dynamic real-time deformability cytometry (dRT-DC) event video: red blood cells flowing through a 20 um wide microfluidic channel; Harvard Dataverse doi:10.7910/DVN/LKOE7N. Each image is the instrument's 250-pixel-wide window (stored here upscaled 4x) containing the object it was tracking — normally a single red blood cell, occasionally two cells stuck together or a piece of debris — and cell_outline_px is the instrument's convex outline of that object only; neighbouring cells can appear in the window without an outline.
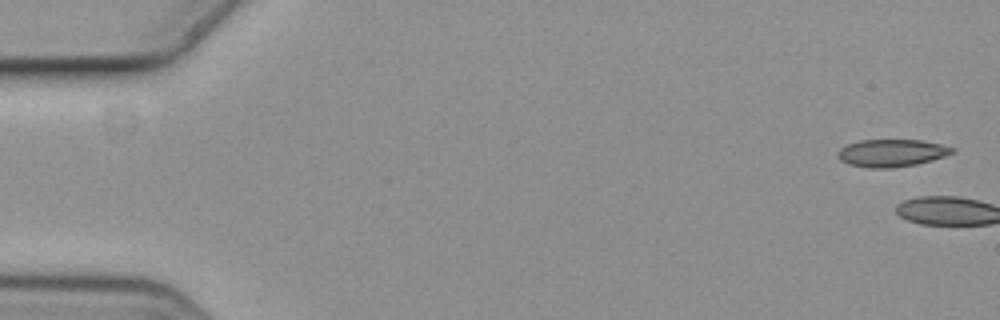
{"species": "common noctule bat (a hibernating species)", "species_latin": "Nyctalus noctula", "temperature_condition": "cold", "stored_images_in_passage": 3, "camera_frame_rate_fps": 3000, "um_per_image_px": 0.085, "animal": {"sex": "female", "body_mass_g": 19.3, "forearm_length_mm": 54.1}, "frame": {"image": 1, "passage_image": 1, "time_ms": 0.0, "image_size_px": [1000, 320], "cell_outline_px": [[956, 152], [932, 160], [916, 164], [892, 168], [868, 168], [848, 164], [840, 160], [836, 156], [836, 152], [840, 148], [848, 144], [860, 140], [920, 140], [940, 144], [956, 148]], "centroid_in_image_um": [75.77, 13.01], "position_along_channel_um": 9.2, "area_um2": 18.44}}